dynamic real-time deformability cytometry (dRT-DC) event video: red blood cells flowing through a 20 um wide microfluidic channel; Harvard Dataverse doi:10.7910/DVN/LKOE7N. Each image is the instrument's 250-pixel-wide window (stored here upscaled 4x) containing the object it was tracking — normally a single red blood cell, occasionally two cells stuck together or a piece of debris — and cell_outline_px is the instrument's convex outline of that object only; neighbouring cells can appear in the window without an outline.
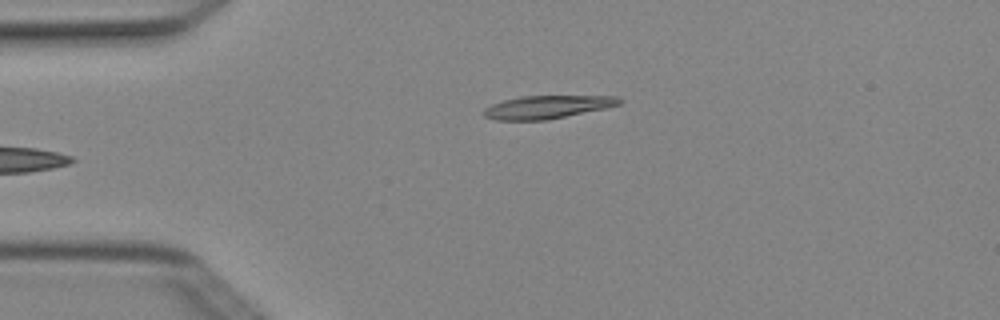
{"species": "Egyptian fruit bat (a non-hibernating species)", "species_latin": "Rousettus aegyptiacus", "temperature_condition": "cold", "stored_images_in_passage": 5, "camera_frame_rate_fps": 3000, "um_per_image_px": 0.085, "animal": {"sex": "female"}, "frame": {"image": 1, "passage_image": 5, "time_ms": 1.333, "image_size_px": [1000, 320], "cell_outline_px": [[624, 100], [620, 104], [604, 108], [548, 120], [496, 120], [484, 116], [484, 108], [492, 104], [504, 100], [520, 96], [616, 96]], "centroid_in_image_um": [46.51, 9.09], "position_along_channel_um": 38.5, "area_um2": 18.09}}